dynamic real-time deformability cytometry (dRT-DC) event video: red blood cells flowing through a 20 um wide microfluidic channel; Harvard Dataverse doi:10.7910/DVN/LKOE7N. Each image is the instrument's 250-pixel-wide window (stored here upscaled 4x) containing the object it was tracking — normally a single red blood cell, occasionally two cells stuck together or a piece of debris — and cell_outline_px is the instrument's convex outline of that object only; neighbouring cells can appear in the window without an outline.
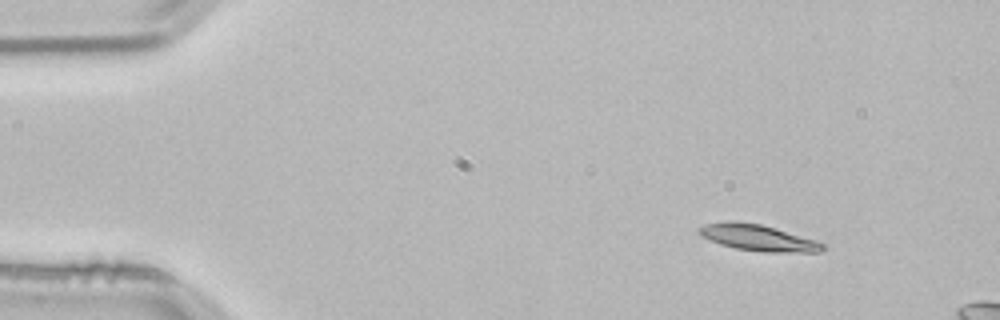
{"species": "common noctule bat (a hibernating species)", "species_latin": "Nyctalus noctula", "temperature_condition": "room temperature", "stored_images_in_passage": 13, "camera_frame_rate_fps": 3000, "um_per_image_px": 0.085, "animal": {"sex": "male", "body_mass_g": 21.5, "forearm_length_mm": 52.0}, "frame": {"image": 1, "passage_image": 6, "time_ms": 1.667, "image_size_px": [1000, 320], "cell_outline_px": [[824, 248], [820, 252], [764, 252], [736, 248], [720, 244], [704, 236], [700, 232], [700, 228], [708, 224], [728, 220], [732, 220], [760, 224], [812, 240], [824, 244]], "centroid_in_image_um": [64.43, 20.21], "position_along_channel_um": 20.6, "area_um2": 18.15}}